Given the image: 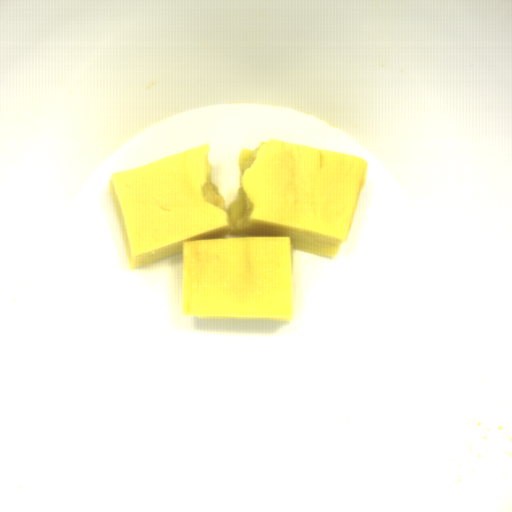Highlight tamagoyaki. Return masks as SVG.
<instances>
[{
	"label": "tamagoyaki",
	"mask_w": 512,
	"mask_h": 512,
	"mask_svg": "<svg viewBox=\"0 0 512 512\" xmlns=\"http://www.w3.org/2000/svg\"><path fill=\"white\" fill-rule=\"evenodd\" d=\"M208 153L203 144L112 173L129 268L182 254L184 316L292 322L293 249L336 258L368 160L272 138L242 147L228 206Z\"/></svg>",
	"instance_id": "tamagoyaki-1"
}]
</instances>
